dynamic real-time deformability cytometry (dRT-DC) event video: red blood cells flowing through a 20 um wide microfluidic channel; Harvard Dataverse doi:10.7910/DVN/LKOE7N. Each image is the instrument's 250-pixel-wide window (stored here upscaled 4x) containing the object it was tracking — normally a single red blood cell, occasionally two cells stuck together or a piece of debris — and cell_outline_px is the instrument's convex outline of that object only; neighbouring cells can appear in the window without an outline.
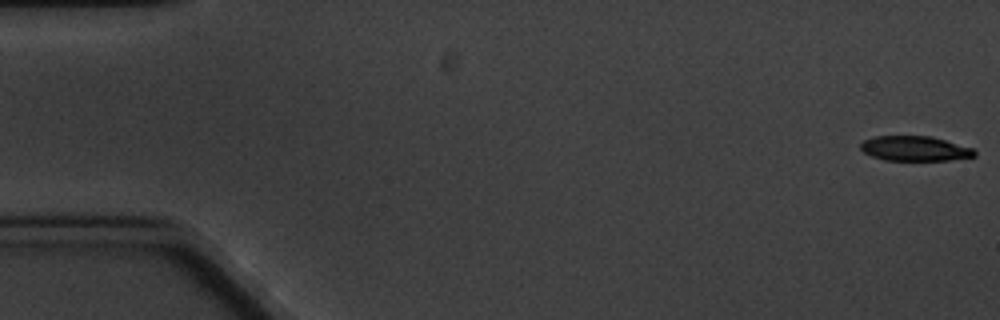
{"species": "common noctule bat (a hibernating species)", "species_latin": "Nyctalus noctula", "temperature_condition": "cold", "stored_images_in_passage": 8, "camera_frame_rate_fps": 3000, "um_per_image_px": 0.085, "animal": {"sex": "male", "body_mass_g": 20.1, "forearm_length_mm": 53.5}, "frame": {"image": 1, "passage_image": 1, "time_ms": 0.0, "image_size_px": [1000, 320], "cell_outline_px": [[976, 156], [952, 160], [884, 160], [872, 156], [864, 152], [860, 148], [860, 144], [864, 140], [876, 136], [932, 136], [972, 148], [976, 152]], "centroid_in_image_um": [77.77, 12.62], "position_along_channel_um": 7.2, "area_um2": 16.47}}
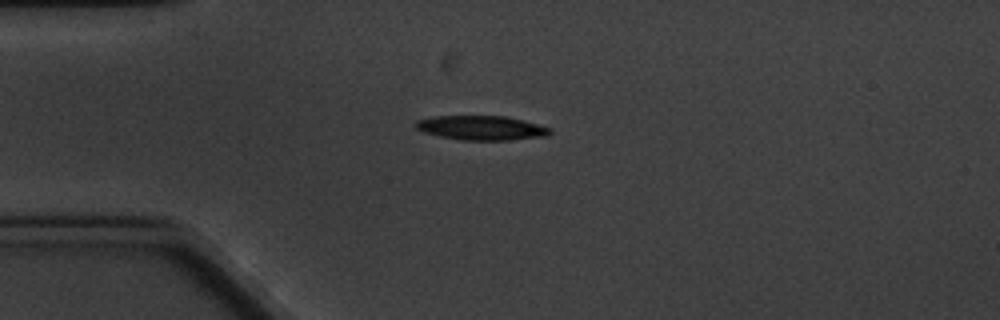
{"frame": {"image": 2, "passage_image": 5, "time_ms": 4.667, "image_size_px": [1000, 320], "cell_outline_px": [[552, 132], [548, 136], [508, 140], [460, 140], [440, 136], [424, 132], [416, 128], [412, 124], [416, 120], [432, 116], [504, 116], [552, 128]], "centroid_in_image_um": [40.88, 10.87], "position_along_channel_um": 44.1, "area_um2": 19.07}}